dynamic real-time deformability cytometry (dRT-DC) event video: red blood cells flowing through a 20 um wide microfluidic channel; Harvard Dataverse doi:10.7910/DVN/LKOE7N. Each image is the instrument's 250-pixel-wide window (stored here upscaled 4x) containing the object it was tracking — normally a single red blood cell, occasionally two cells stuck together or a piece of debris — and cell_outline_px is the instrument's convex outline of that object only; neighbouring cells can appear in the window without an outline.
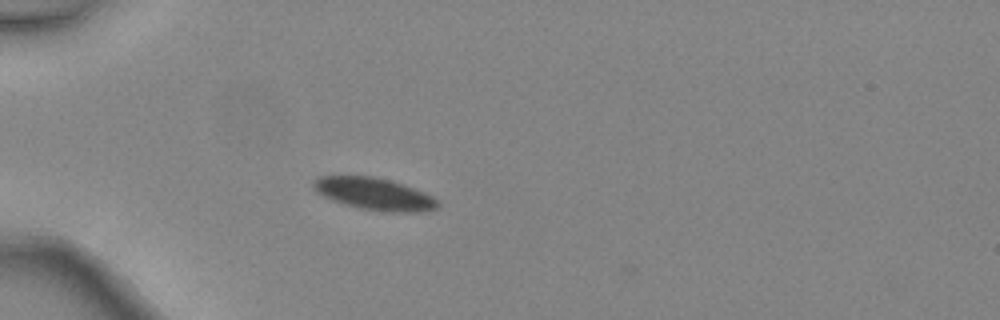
{"species": "common noctule bat (a hibernating species)", "species_latin": "Nyctalus noctula", "temperature_condition": "warm", "stored_images_in_passage": 1, "camera_frame_rate_fps": 3000, "um_per_image_px": 0.085, "animal": {"sex": "female", "body_mass_g": 24.6, "forearm_length_mm": 56.2}, "frame": {"image": 1, "passage_image": 1, "time_ms": 0.0, "image_size_px": [1000, 320], "cell_outline_px": [[440, 204], [436, 208], [420, 212], [388, 212], [360, 208], [344, 204], [332, 200], [316, 192], [312, 184], [312, 180], [320, 176], [372, 176], [392, 180], [404, 184], [424, 192], [432, 196]], "centroid_in_image_um": [31.8, 16.47], "position_along_channel_um": 53.2, "area_um2": 23.29}}